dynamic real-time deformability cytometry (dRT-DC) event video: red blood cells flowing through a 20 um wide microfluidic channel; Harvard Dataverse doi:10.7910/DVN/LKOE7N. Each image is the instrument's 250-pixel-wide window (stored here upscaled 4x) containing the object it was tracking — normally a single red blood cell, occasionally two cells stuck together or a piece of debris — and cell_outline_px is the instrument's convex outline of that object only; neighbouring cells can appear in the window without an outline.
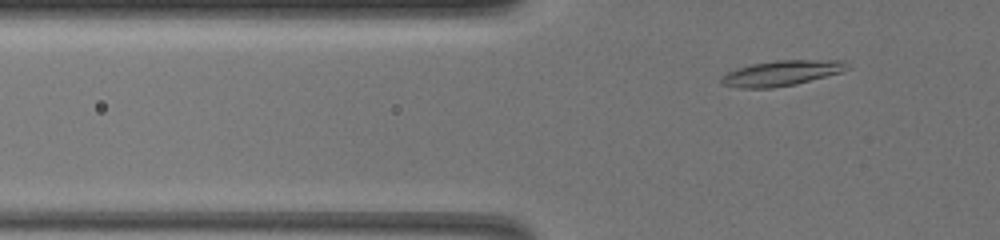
{"species": "common noctule bat (a hibernating species)", "species_latin": "Nyctalus noctula", "temperature_condition": "warm", "stored_images_in_passage": 53, "camera_frame_rate_fps": 3000, "um_per_image_px": 0.085, "animal": {"sex": "female", "body_mass_g": 19.5, "forearm_length_mm": 54.1}, "frame": {"image": 1, "passage_image": 10, "time_ms": 3.0, "image_size_px": [1000, 240], "cell_outline_px": [[848, 68], [840, 72], [796, 84], [772, 88], [740, 88], [720, 84], [720, 76], [736, 68], [752, 64], [776, 60], [844, 60]], "centroid_in_image_um": [66.36, 6.22], "position_along_channel_um": 59.4, "area_um2": 18.5}}
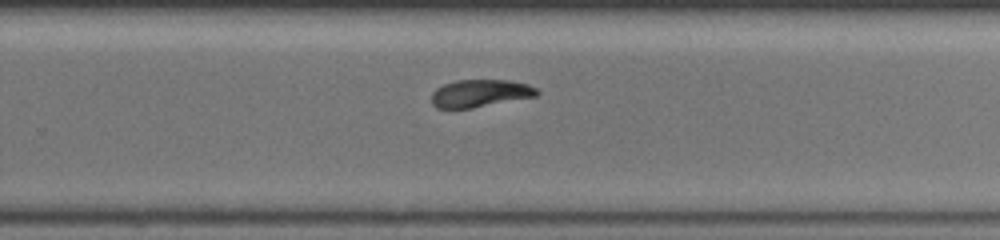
{"frame": {"image": 2, "passage_image": 33, "time_ms": 10.667, "image_size_px": [1000, 240], "cell_outline_px": [[540, 92], [536, 96], [472, 108], [436, 108], [432, 104], [432, 92], [436, 88], [444, 84], [456, 80], [512, 80], [528, 84], [536, 88]], "centroid_in_image_um": [40.81, 7.92], "position_along_channel_um": 289.0, "area_um2": 16.94}}
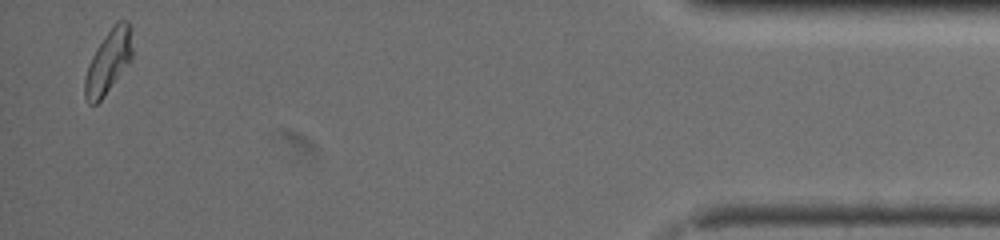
{"frame": {"image": 3, "passage_image": 52, "time_ms": 17.0, "image_size_px": [1000, 240], "cell_outline_px": [[132, 60], [104, 96], [96, 104], [88, 104], [84, 96], [84, 80], [88, 64], [96, 48], [104, 36], [116, 20], [128, 20], [132, 28]], "centroid_in_image_um": [9.23, 5.21], "position_along_channel_um": 426.0, "area_um2": 17.86}, "authors_computed_cell_mechanics": {"area_um2": 17.5134, "velocity_mm_per_s": 3.2231, "shape_relaxation_time_tau1_ms": 10.0367, "shape_relaxation_time_tau2_ms": null, "deformation_change_tau1": 0.2207, "deformation_change_tau2": null}}